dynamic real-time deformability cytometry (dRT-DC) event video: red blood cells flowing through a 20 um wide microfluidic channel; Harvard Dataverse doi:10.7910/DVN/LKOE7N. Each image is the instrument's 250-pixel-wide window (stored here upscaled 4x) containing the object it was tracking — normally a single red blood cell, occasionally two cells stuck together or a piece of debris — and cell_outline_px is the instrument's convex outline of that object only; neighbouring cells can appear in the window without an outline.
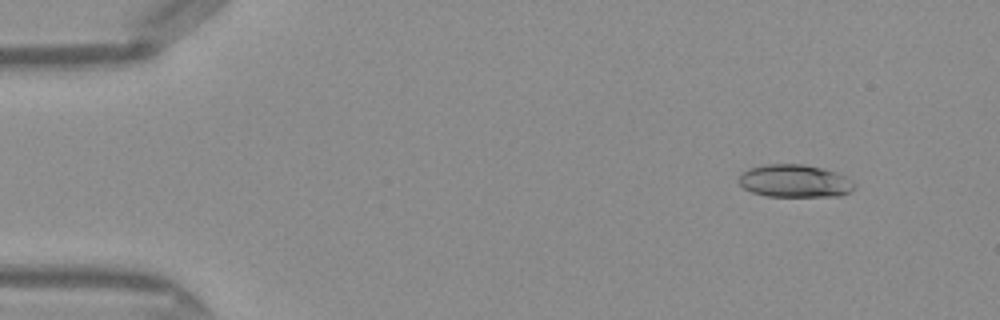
{"species": "Egyptian fruit bat (a non-hibernating species)", "species_latin": "Rousettus aegyptiacus", "temperature_condition": "warm", "stored_images_in_passage": 45, "camera_frame_rate_fps": 3000, "um_per_image_px": 0.085, "frame": {"image": 1, "passage_image": 1, "time_ms": 0.0, "image_size_px": [1000, 320], "cell_outline_px": [[856, 188], [840, 196], [764, 196], [752, 192], [744, 188], [736, 180], [740, 172], [748, 168], [764, 164], [804, 164], [836, 172], [852, 180], [856, 184]], "centroid_in_image_um": [67.51, 15.38], "position_along_channel_um": 17.5, "area_um2": 22.31}}
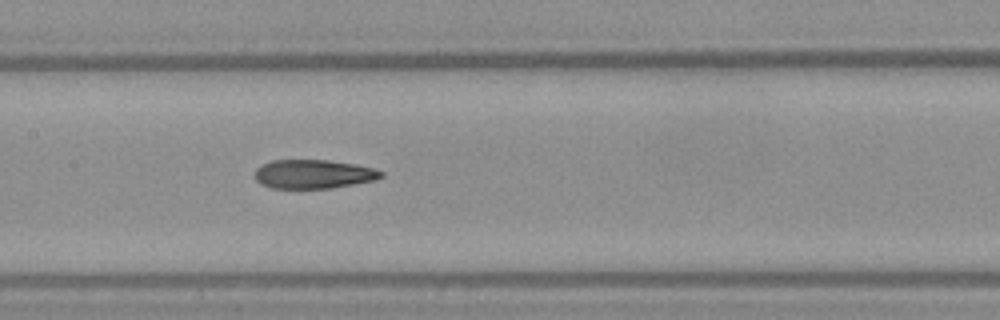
{"frame": {"image": 2, "passage_image": 20, "time_ms": 6.333, "image_size_px": [1000, 320], "cell_outline_px": [[384, 176], [376, 180], [332, 188], [272, 188], [260, 184], [256, 180], [256, 168], [272, 160], [328, 160], [356, 164], [372, 168], [384, 172]], "centroid_in_image_um": [26.67, 14.8], "position_along_channel_um": 180.7, "area_um2": 21.27}}
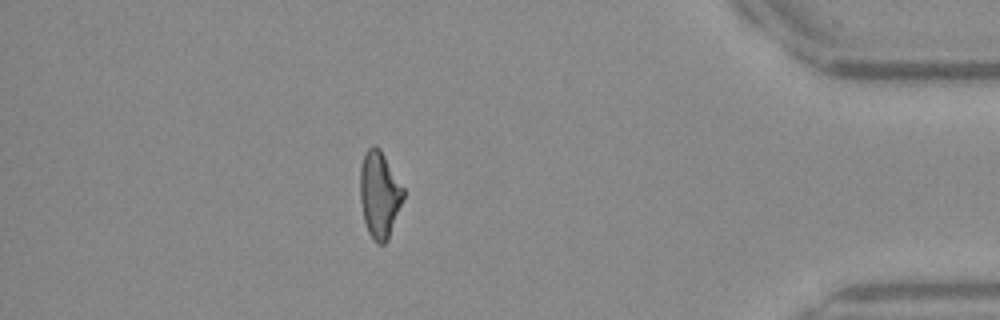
{"frame": {"image": 3, "passage_image": 39, "time_ms": 12.667, "image_size_px": [1000, 320], "cell_outline_px": [[404, 200], [388, 240], [384, 244], [376, 244], [372, 240], [368, 232], [364, 220], [360, 200], [360, 168], [364, 152], [372, 144], [380, 148], [404, 188]], "centroid_in_image_um": [32.26, 16.55], "position_along_channel_um": 402.9, "area_um2": 22.2}, "authors_computed_cell_mechanics": {"area_um2": 22.1952, "velocity_mm_per_s": 4.1732, "shape_relaxation_time_tau1_ms": null, "shape_relaxation_time_tau2_ms": 4.1006, "deformation_change_tau1": null, "deformation_change_tau2": 0.1446}}